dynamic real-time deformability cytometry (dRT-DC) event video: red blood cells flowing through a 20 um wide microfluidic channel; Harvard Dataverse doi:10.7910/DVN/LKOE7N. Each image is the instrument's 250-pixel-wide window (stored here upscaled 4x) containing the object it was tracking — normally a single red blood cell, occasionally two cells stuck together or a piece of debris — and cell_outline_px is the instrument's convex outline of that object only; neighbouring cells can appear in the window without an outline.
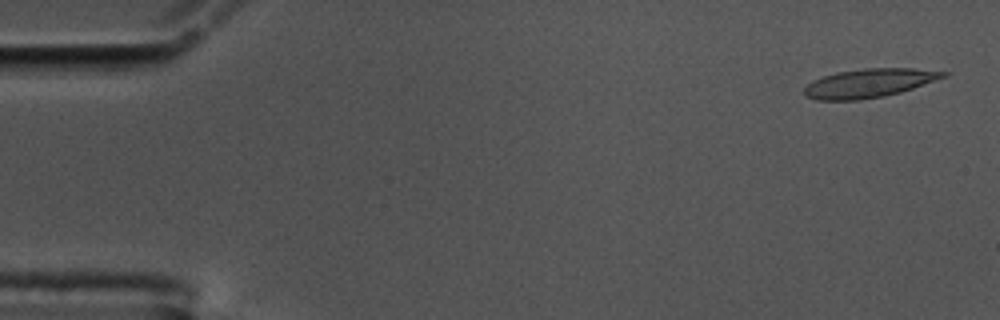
{"species": "common noctule bat (a hibernating species)", "species_latin": "Nyctalus noctula", "temperature_condition": "cold", "stored_images_in_passage": 12, "camera_frame_rate_fps": 3000, "um_per_image_px": 0.085, "animal": {"sex": "male", "body_mass_g": 17.5, "forearm_length_mm": 52.3}, "frame": {"image": 1, "passage_image": 2, "time_ms": 0.333, "image_size_px": [1000, 320], "cell_outline_px": [[952, 72], [948, 76], [900, 92], [884, 96], [860, 100], [816, 100], [804, 96], [804, 88], [812, 80], [836, 72], [864, 68], [912, 68]], "centroid_in_image_um": [73.87, 7.06], "position_along_channel_um": 11.1, "area_um2": 23.41}}